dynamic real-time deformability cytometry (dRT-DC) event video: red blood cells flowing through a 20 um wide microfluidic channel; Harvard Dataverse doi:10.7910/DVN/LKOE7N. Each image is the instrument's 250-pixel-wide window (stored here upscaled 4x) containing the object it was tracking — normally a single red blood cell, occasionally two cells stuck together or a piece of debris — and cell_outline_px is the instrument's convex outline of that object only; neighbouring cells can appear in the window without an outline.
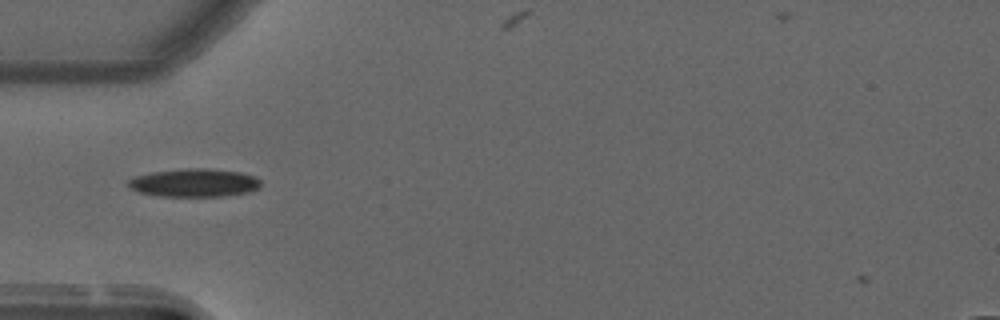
{"species": "common noctule bat (a hibernating species)", "species_latin": "Nyctalus noctula", "temperature_condition": "warm", "stored_images_in_passage": 42, "camera_frame_rate_fps": 3000, "um_per_image_px": 0.085, "animal": {"sex": "male", "forearm_length_mm": 52.5}, "frame": {"image": 1, "passage_image": 4, "time_ms": 1.0, "image_size_px": [1000, 320], "cell_outline_px": [[260, 188], [248, 192], [220, 196], [160, 196], [140, 192], [132, 188], [128, 184], [128, 180], [136, 176], [152, 172], [184, 168], [208, 168], [240, 172], [256, 176], [260, 180]], "centroid_in_image_um": [16.55, 15.52], "position_along_channel_um": 68.4, "area_um2": 21.68}}
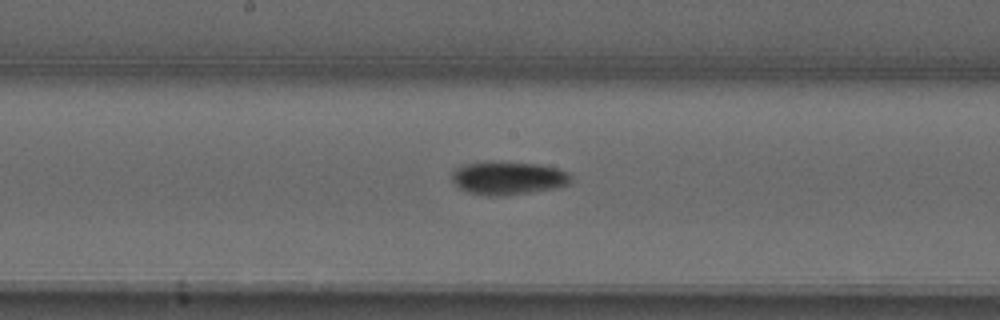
{"frame": {"image": 2, "passage_image": 15, "time_ms": 4.667, "image_size_px": [1000, 320], "cell_outline_px": [[572, 180], [568, 184], [556, 188], [500, 196], [484, 196], [468, 192], [460, 188], [452, 180], [452, 172], [456, 168], [464, 164], [492, 160], [540, 164], [556, 168], [568, 172], [572, 176]], "centroid_in_image_um": [43.18, 15.11], "position_along_channel_um": 205.0, "area_um2": 23.35}}
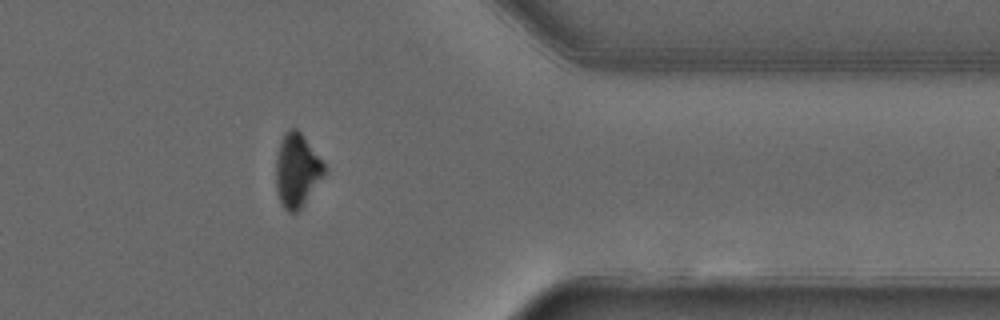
{"frame": {"image": 3, "passage_image": 31, "time_ms": 10.0, "image_size_px": [1000, 320], "cell_outline_px": [[328, 168], [324, 176], [300, 212], [288, 212], [284, 208], [280, 200], [276, 188], [276, 156], [280, 140], [284, 132], [288, 128], [296, 128], [304, 136]], "centroid_in_image_um": [25.26, 14.49], "position_along_channel_um": 386.1, "area_um2": 21.21}, "authors_computed_cell_mechanics": {"area_um2": 21.675, "velocity_mm_per_s": 3.7121, "shape_relaxation_time_tau1_ms": 10.7979, "shape_relaxation_time_tau2_ms": 5.7779, "deformation_change_tau1": 0.2435, "deformation_change_tau2": 0.0815}}